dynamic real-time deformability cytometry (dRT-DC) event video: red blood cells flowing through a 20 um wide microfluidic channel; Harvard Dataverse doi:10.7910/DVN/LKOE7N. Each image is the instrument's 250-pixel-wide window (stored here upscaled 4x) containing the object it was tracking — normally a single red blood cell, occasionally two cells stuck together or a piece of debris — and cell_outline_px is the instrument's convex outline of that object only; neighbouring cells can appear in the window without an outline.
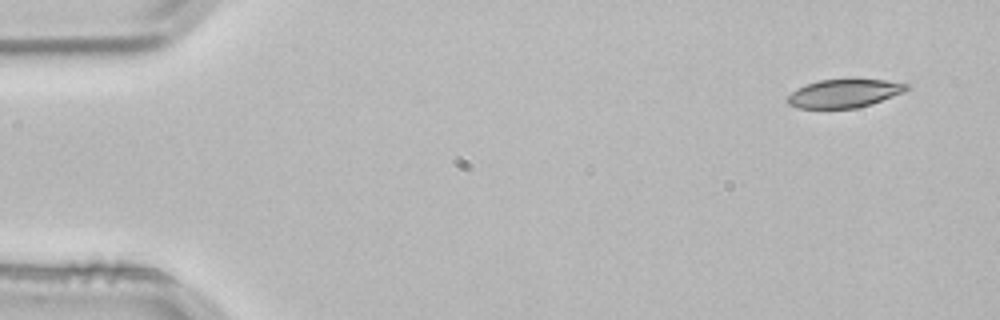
{"species": "common noctule bat (a hibernating species)", "species_latin": "Nyctalus noctula", "temperature_condition": "room temperature", "stored_images_in_passage": 4, "segment_of_instrument_passage": [1, 2], "camera_frame_rate_fps": 3000, "um_per_image_px": 0.085, "animal": {"sex": "male", "body_mass_g": 21.5, "forearm_length_mm": 52.0}, "frame": {"image": 1, "passage_image": 1, "time_ms": 0.0, "image_size_px": [1000, 320], "cell_outline_px": [[912, 88], [904, 92], [872, 104], [856, 108], [796, 108], [788, 104], [788, 96], [792, 92], [808, 84], [820, 80], [884, 80], [908, 84]], "centroid_in_image_um": [71.8, 7.95], "position_along_channel_um": 13.2, "area_um2": 19.36}}